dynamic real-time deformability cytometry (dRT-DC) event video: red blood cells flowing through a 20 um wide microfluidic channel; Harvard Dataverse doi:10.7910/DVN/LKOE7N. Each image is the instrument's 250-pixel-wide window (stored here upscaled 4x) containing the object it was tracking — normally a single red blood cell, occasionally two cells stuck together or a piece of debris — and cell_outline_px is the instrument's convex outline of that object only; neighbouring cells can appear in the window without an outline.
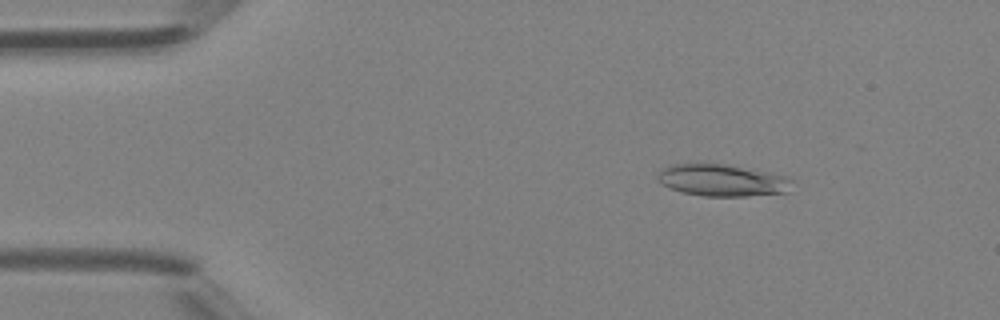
{"species": "Egyptian fruit bat (a non-hibernating species)", "species_latin": "Rousettus aegyptiacus", "temperature_condition": "room temperature", "stored_images_in_passage": 46, "camera_frame_rate_fps": 3000, "um_per_image_px": 0.085, "animal": {"sex": "female"}, "frame": {"image": 1, "passage_image": 7, "time_ms": 2.0, "image_size_px": [1000, 320], "cell_outline_px": [[792, 180], [788, 192], [744, 196], [704, 196], [684, 192], [672, 188], [656, 180], [656, 176], [660, 168], [672, 164], [728, 164], [788, 176]], "centroid_in_image_um": [61.38, 15.31], "position_along_channel_um": 23.6, "area_um2": 24.91}}
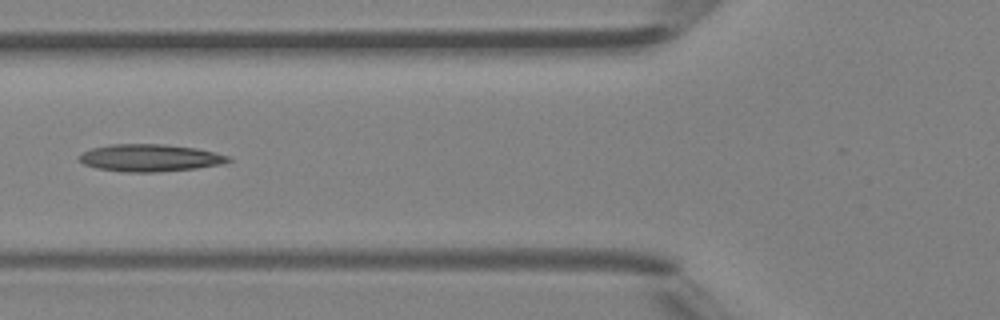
{"frame": {"image": 2, "passage_image": 18, "time_ms": 5.667, "image_size_px": [1000, 320], "cell_outline_px": [[232, 160], [224, 164], [196, 168], [156, 172], [120, 172], [96, 168], [84, 164], [76, 160], [76, 156], [92, 148], [112, 144], [164, 144], [196, 148], [216, 152], [228, 156]], "centroid_in_image_um": [12.72, 13.42], "position_along_channel_um": 113.1, "area_um2": 23.93}}
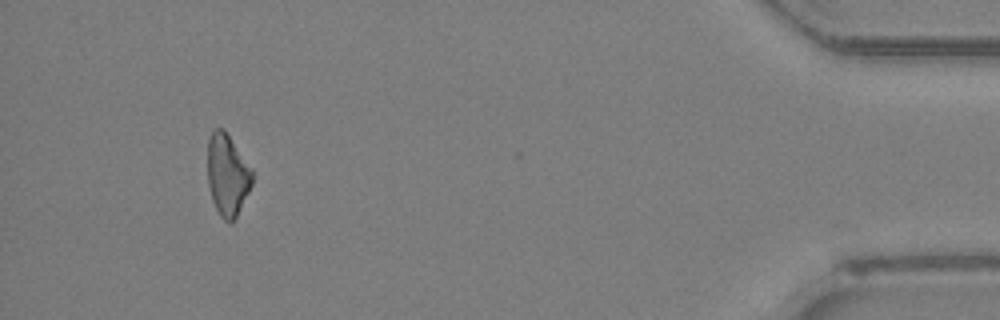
{"frame": {"image": 3, "passage_image": 43, "time_ms": 14.0, "image_size_px": [1000, 320], "cell_outline_px": [[252, 184], [232, 224], [228, 224], [220, 216], [212, 200], [208, 184], [208, 136], [216, 128], [224, 128], [252, 168]], "centroid_in_image_um": [19.32, 14.86], "position_along_channel_um": 415.9, "area_um2": 21.27}}